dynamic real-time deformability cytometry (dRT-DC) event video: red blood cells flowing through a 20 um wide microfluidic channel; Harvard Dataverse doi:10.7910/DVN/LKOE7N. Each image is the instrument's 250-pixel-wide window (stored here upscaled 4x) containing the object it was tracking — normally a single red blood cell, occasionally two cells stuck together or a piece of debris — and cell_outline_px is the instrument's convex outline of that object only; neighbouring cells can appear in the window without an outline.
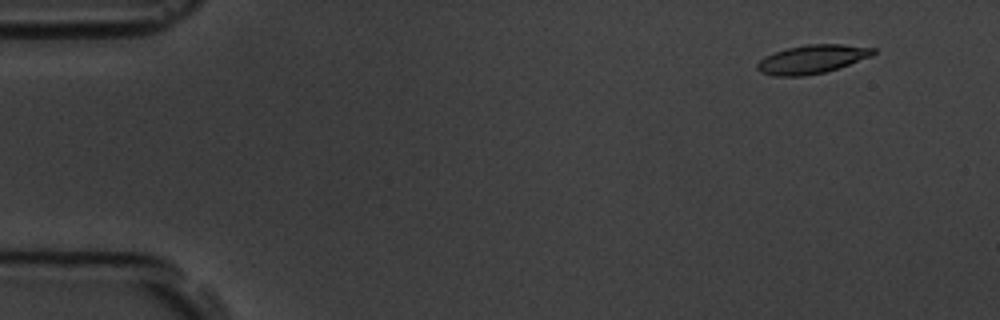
{"species": "common noctule bat (a hibernating species)", "species_latin": "Nyctalus noctula", "temperature_condition": "room temperature", "stored_images_in_passage": 4, "camera_frame_rate_fps": 3000, "um_per_image_px": 0.085, "animal": {"sex": "male", "body_mass_g": 19.5, "forearm_length_mm": 54.6}, "frame": {"image": 1, "passage_image": 1, "time_ms": 0.0, "image_size_px": [1000, 320], "cell_outline_px": [[876, 52], [872, 56], [824, 72], [804, 76], [772, 76], [760, 72], [756, 68], [756, 64], [764, 56], [788, 48], [808, 44], [840, 44], [876, 48]], "centroid_in_image_um": [69.0, 5.03], "position_along_channel_um": 16.0, "area_um2": 19.19}}
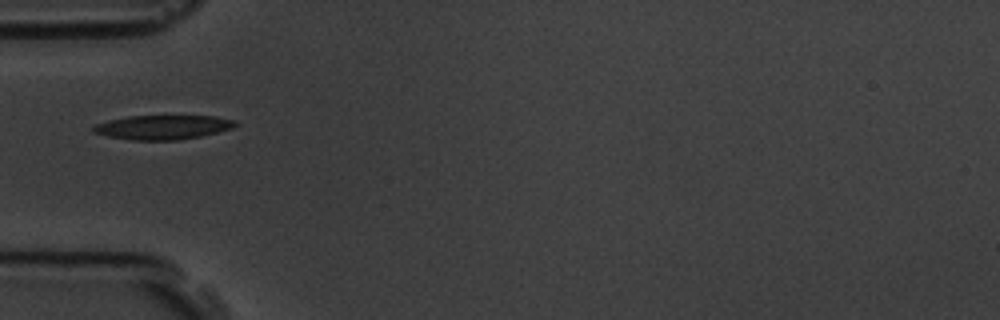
{"frame": {"image": 2, "passage_image": 4, "time_ms": 4.333, "image_size_px": [1000, 320], "cell_outline_px": [[236, 124], [232, 128], [200, 136], [176, 140], [132, 140], [108, 136], [92, 132], [92, 128], [96, 124], [108, 120], [128, 116], [216, 116], [236, 120]], "centroid_in_image_um": [13.82, 10.81], "position_along_channel_um": 71.2, "area_um2": 19.94}}